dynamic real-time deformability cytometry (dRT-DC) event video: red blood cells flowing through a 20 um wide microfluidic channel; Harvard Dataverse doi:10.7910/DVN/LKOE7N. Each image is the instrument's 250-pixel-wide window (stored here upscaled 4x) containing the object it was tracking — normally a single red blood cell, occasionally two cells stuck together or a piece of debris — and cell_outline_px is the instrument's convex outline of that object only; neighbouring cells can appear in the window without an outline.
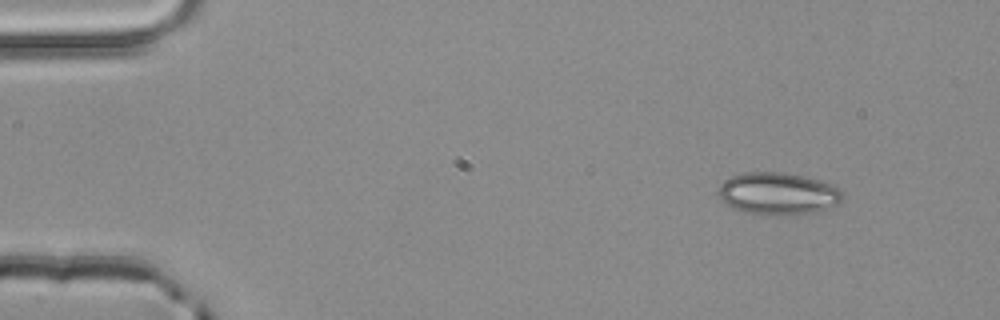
{"species": "common noctule bat (a hibernating species)", "species_latin": "Nyctalus noctula", "temperature_condition": "room temperature", "stored_images_in_passage": 3, "camera_frame_rate_fps": 3000, "um_per_image_px": 0.085, "animal": {"sex": "male", "body_mass_g": 20.4}, "frame": {"image": 1, "passage_image": 1, "time_ms": 0.0, "image_size_px": [1000, 320], "cell_outline_px": [[844, 200], [840, 204], [816, 212], [788, 216], [776, 216], [748, 212], [732, 208], [724, 204], [720, 196], [720, 184], [724, 180], [732, 176], [744, 172], [784, 172], [804, 176], [820, 180], [844, 192]], "centroid_in_image_um": [66.17, 16.47], "position_along_channel_um": 18.8, "area_um2": 30.87}}